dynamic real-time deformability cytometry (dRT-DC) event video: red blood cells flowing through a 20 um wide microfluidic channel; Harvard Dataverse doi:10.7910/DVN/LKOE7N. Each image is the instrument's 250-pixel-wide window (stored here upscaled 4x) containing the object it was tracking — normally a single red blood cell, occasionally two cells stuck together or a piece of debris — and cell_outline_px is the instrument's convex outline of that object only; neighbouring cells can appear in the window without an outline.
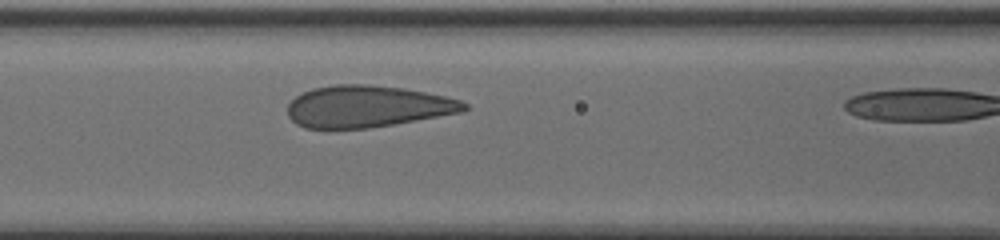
{"species": "human", "species_latin": "Homo sapiens", "temperature_condition": "cold", "stored_images_in_passage": 10, "camera_frame_rate_fps": 3000, "um_per_image_px": 0.085, "donor": {"sex": "male"}, "frame": {"image": 1, "passage_image": 9, "time_ms": 2.667, "image_size_px": [1000, 240], "cell_outline_px": [[468, 108], [464, 112], [368, 128], [304, 128], [296, 124], [288, 116], [288, 104], [296, 96], [312, 88], [336, 84], [368, 84], [404, 88], [444, 96], [460, 100], [468, 104]], "centroid_in_image_um": [31.22, 9.04], "position_along_channel_um": 135.4, "area_um2": 42.89}}